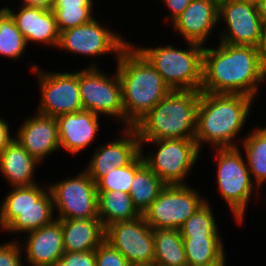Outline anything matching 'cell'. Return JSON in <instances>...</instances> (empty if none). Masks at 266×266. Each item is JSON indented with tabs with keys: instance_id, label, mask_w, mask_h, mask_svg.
I'll use <instances>...</instances> for the list:
<instances>
[{
	"instance_id": "cell-3",
	"label": "cell",
	"mask_w": 266,
	"mask_h": 266,
	"mask_svg": "<svg viewBox=\"0 0 266 266\" xmlns=\"http://www.w3.org/2000/svg\"><path fill=\"white\" fill-rule=\"evenodd\" d=\"M129 43L115 66L122 87L124 127H134L171 91L148 59Z\"/></svg>"
},
{
	"instance_id": "cell-18",
	"label": "cell",
	"mask_w": 266,
	"mask_h": 266,
	"mask_svg": "<svg viewBox=\"0 0 266 266\" xmlns=\"http://www.w3.org/2000/svg\"><path fill=\"white\" fill-rule=\"evenodd\" d=\"M219 0H192L172 27L185 42L205 46L207 39L218 27Z\"/></svg>"
},
{
	"instance_id": "cell-42",
	"label": "cell",
	"mask_w": 266,
	"mask_h": 266,
	"mask_svg": "<svg viewBox=\"0 0 266 266\" xmlns=\"http://www.w3.org/2000/svg\"><path fill=\"white\" fill-rule=\"evenodd\" d=\"M262 11L264 12V14L266 15V0H259L258 1Z\"/></svg>"
},
{
	"instance_id": "cell-35",
	"label": "cell",
	"mask_w": 266,
	"mask_h": 266,
	"mask_svg": "<svg viewBox=\"0 0 266 266\" xmlns=\"http://www.w3.org/2000/svg\"><path fill=\"white\" fill-rule=\"evenodd\" d=\"M69 266H96L95 250L65 252L61 257Z\"/></svg>"
},
{
	"instance_id": "cell-32",
	"label": "cell",
	"mask_w": 266,
	"mask_h": 266,
	"mask_svg": "<svg viewBox=\"0 0 266 266\" xmlns=\"http://www.w3.org/2000/svg\"><path fill=\"white\" fill-rule=\"evenodd\" d=\"M59 33L94 19V7H51Z\"/></svg>"
},
{
	"instance_id": "cell-31",
	"label": "cell",
	"mask_w": 266,
	"mask_h": 266,
	"mask_svg": "<svg viewBox=\"0 0 266 266\" xmlns=\"http://www.w3.org/2000/svg\"><path fill=\"white\" fill-rule=\"evenodd\" d=\"M207 202L191 215L179 229L181 236H220L215 213Z\"/></svg>"
},
{
	"instance_id": "cell-39",
	"label": "cell",
	"mask_w": 266,
	"mask_h": 266,
	"mask_svg": "<svg viewBox=\"0 0 266 266\" xmlns=\"http://www.w3.org/2000/svg\"><path fill=\"white\" fill-rule=\"evenodd\" d=\"M260 59L263 67L266 69V15L264 18L262 39L259 46Z\"/></svg>"
},
{
	"instance_id": "cell-37",
	"label": "cell",
	"mask_w": 266,
	"mask_h": 266,
	"mask_svg": "<svg viewBox=\"0 0 266 266\" xmlns=\"http://www.w3.org/2000/svg\"><path fill=\"white\" fill-rule=\"evenodd\" d=\"M9 123L0 116V154L7 148L9 143L15 138L11 135Z\"/></svg>"
},
{
	"instance_id": "cell-23",
	"label": "cell",
	"mask_w": 266,
	"mask_h": 266,
	"mask_svg": "<svg viewBox=\"0 0 266 266\" xmlns=\"http://www.w3.org/2000/svg\"><path fill=\"white\" fill-rule=\"evenodd\" d=\"M65 252L95 250L105 240L100 218L60 219Z\"/></svg>"
},
{
	"instance_id": "cell-22",
	"label": "cell",
	"mask_w": 266,
	"mask_h": 266,
	"mask_svg": "<svg viewBox=\"0 0 266 266\" xmlns=\"http://www.w3.org/2000/svg\"><path fill=\"white\" fill-rule=\"evenodd\" d=\"M39 164L41 163L30 155L15 138L0 154V173L10 187L37 184L34 174Z\"/></svg>"
},
{
	"instance_id": "cell-36",
	"label": "cell",
	"mask_w": 266,
	"mask_h": 266,
	"mask_svg": "<svg viewBox=\"0 0 266 266\" xmlns=\"http://www.w3.org/2000/svg\"><path fill=\"white\" fill-rule=\"evenodd\" d=\"M191 1L192 0H161V3L163 2L165 7L167 6V12H170L168 17L167 15L165 16V20L169 21V25L181 15Z\"/></svg>"
},
{
	"instance_id": "cell-19",
	"label": "cell",
	"mask_w": 266,
	"mask_h": 266,
	"mask_svg": "<svg viewBox=\"0 0 266 266\" xmlns=\"http://www.w3.org/2000/svg\"><path fill=\"white\" fill-rule=\"evenodd\" d=\"M4 8L13 17L18 30L26 39L27 45H29L28 43H37L57 48L60 33L51 8L23 5L17 8L19 11H14L10 6H4Z\"/></svg>"
},
{
	"instance_id": "cell-33",
	"label": "cell",
	"mask_w": 266,
	"mask_h": 266,
	"mask_svg": "<svg viewBox=\"0 0 266 266\" xmlns=\"http://www.w3.org/2000/svg\"><path fill=\"white\" fill-rule=\"evenodd\" d=\"M96 266H129L126 258L108 241L104 240L95 249Z\"/></svg>"
},
{
	"instance_id": "cell-20",
	"label": "cell",
	"mask_w": 266,
	"mask_h": 266,
	"mask_svg": "<svg viewBox=\"0 0 266 266\" xmlns=\"http://www.w3.org/2000/svg\"><path fill=\"white\" fill-rule=\"evenodd\" d=\"M26 234L25 240L20 243L25 256L24 264L50 266L65 253L60 219H54L51 223Z\"/></svg>"
},
{
	"instance_id": "cell-15",
	"label": "cell",
	"mask_w": 266,
	"mask_h": 266,
	"mask_svg": "<svg viewBox=\"0 0 266 266\" xmlns=\"http://www.w3.org/2000/svg\"><path fill=\"white\" fill-rule=\"evenodd\" d=\"M105 240L115 247L130 264H153L155 257L152 228L143 215L110 224Z\"/></svg>"
},
{
	"instance_id": "cell-17",
	"label": "cell",
	"mask_w": 266,
	"mask_h": 266,
	"mask_svg": "<svg viewBox=\"0 0 266 266\" xmlns=\"http://www.w3.org/2000/svg\"><path fill=\"white\" fill-rule=\"evenodd\" d=\"M15 133V139L40 163L50 154L61 150L56 117L36 112L25 118Z\"/></svg>"
},
{
	"instance_id": "cell-11",
	"label": "cell",
	"mask_w": 266,
	"mask_h": 266,
	"mask_svg": "<svg viewBox=\"0 0 266 266\" xmlns=\"http://www.w3.org/2000/svg\"><path fill=\"white\" fill-rule=\"evenodd\" d=\"M203 194L187 185H165L144 212L151 228L180 229L184 222L206 202Z\"/></svg>"
},
{
	"instance_id": "cell-29",
	"label": "cell",
	"mask_w": 266,
	"mask_h": 266,
	"mask_svg": "<svg viewBox=\"0 0 266 266\" xmlns=\"http://www.w3.org/2000/svg\"><path fill=\"white\" fill-rule=\"evenodd\" d=\"M27 46L26 39L18 30L11 14L4 7L0 8V56L18 61L23 57Z\"/></svg>"
},
{
	"instance_id": "cell-13",
	"label": "cell",
	"mask_w": 266,
	"mask_h": 266,
	"mask_svg": "<svg viewBox=\"0 0 266 266\" xmlns=\"http://www.w3.org/2000/svg\"><path fill=\"white\" fill-rule=\"evenodd\" d=\"M75 177L48 184L56 219H90L98 217L96 183L83 169Z\"/></svg>"
},
{
	"instance_id": "cell-16",
	"label": "cell",
	"mask_w": 266,
	"mask_h": 266,
	"mask_svg": "<svg viewBox=\"0 0 266 266\" xmlns=\"http://www.w3.org/2000/svg\"><path fill=\"white\" fill-rule=\"evenodd\" d=\"M123 128L121 137L95 148L84 168L95 183L113 168L129 165L141 153V143L135 127Z\"/></svg>"
},
{
	"instance_id": "cell-8",
	"label": "cell",
	"mask_w": 266,
	"mask_h": 266,
	"mask_svg": "<svg viewBox=\"0 0 266 266\" xmlns=\"http://www.w3.org/2000/svg\"><path fill=\"white\" fill-rule=\"evenodd\" d=\"M140 143L145 164L165 185H187L185 181L201 155L194 139L140 140ZM144 143L155 145V153L152 150L145 153Z\"/></svg>"
},
{
	"instance_id": "cell-40",
	"label": "cell",
	"mask_w": 266,
	"mask_h": 266,
	"mask_svg": "<svg viewBox=\"0 0 266 266\" xmlns=\"http://www.w3.org/2000/svg\"><path fill=\"white\" fill-rule=\"evenodd\" d=\"M21 4L23 6H30V7L51 8L52 1L51 0H22Z\"/></svg>"
},
{
	"instance_id": "cell-34",
	"label": "cell",
	"mask_w": 266,
	"mask_h": 266,
	"mask_svg": "<svg viewBox=\"0 0 266 266\" xmlns=\"http://www.w3.org/2000/svg\"><path fill=\"white\" fill-rule=\"evenodd\" d=\"M19 239V240H18ZM22 238L17 237V241L4 242L0 244V266H23L25 263L22 259V248L20 240Z\"/></svg>"
},
{
	"instance_id": "cell-9",
	"label": "cell",
	"mask_w": 266,
	"mask_h": 266,
	"mask_svg": "<svg viewBox=\"0 0 266 266\" xmlns=\"http://www.w3.org/2000/svg\"><path fill=\"white\" fill-rule=\"evenodd\" d=\"M115 72L108 76L94 61L87 68L80 69V96L83 110L98 116L115 118L124 124L122 87L117 71Z\"/></svg>"
},
{
	"instance_id": "cell-4",
	"label": "cell",
	"mask_w": 266,
	"mask_h": 266,
	"mask_svg": "<svg viewBox=\"0 0 266 266\" xmlns=\"http://www.w3.org/2000/svg\"><path fill=\"white\" fill-rule=\"evenodd\" d=\"M200 91L173 90L134 127L140 140L194 139Z\"/></svg>"
},
{
	"instance_id": "cell-6",
	"label": "cell",
	"mask_w": 266,
	"mask_h": 266,
	"mask_svg": "<svg viewBox=\"0 0 266 266\" xmlns=\"http://www.w3.org/2000/svg\"><path fill=\"white\" fill-rule=\"evenodd\" d=\"M186 49L173 45H157L136 48L148 59L161 75L165 84L173 90H196L202 86V66L204 46L185 42Z\"/></svg>"
},
{
	"instance_id": "cell-24",
	"label": "cell",
	"mask_w": 266,
	"mask_h": 266,
	"mask_svg": "<svg viewBox=\"0 0 266 266\" xmlns=\"http://www.w3.org/2000/svg\"><path fill=\"white\" fill-rule=\"evenodd\" d=\"M181 237L188 266L226 265V249L220 236Z\"/></svg>"
},
{
	"instance_id": "cell-25",
	"label": "cell",
	"mask_w": 266,
	"mask_h": 266,
	"mask_svg": "<svg viewBox=\"0 0 266 266\" xmlns=\"http://www.w3.org/2000/svg\"><path fill=\"white\" fill-rule=\"evenodd\" d=\"M260 126L256 125L242 141L239 140L244 148L251 179L259 190L266 183V126Z\"/></svg>"
},
{
	"instance_id": "cell-10",
	"label": "cell",
	"mask_w": 266,
	"mask_h": 266,
	"mask_svg": "<svg viewBox=\"0 0 266 266\" xmlns=\"http://www.w3.org/2000/svg\"><path fill=\"white\" fill-rule=\"evenodd\" d=\"M265 14L254 0H219L218 21L224 22L219 42L259 47Z\"/></svg>"
},
{
	"instance_id": "cell-30",
	"label": "cell",
	"mask_w": 266,
	"mask_h": 266,
	"mask_svg": "<svg viewBox=\"0 0 266 266\" xmlns=\"http://www.w3.org/2000/svg\"><path fill=\"white\" fill-rule=\"evenodd\" d=\"M145 163L140 153L129 165L113 168L96 182L97 191H123L130 193L135 172Z\"/></svg>"
},
{
	"instance_id": "cell-7",
	"label": "cell",
	"mask_w": 266,
	"mask_h": 266,
	"mask_svg": "<svg viewBox=\"0 0 266 266\" xmlns=\"http://www.w3.org/2000/svg\"><path fill=\"white\" fill-rule=\"evenodd\" d=\"M213 155L217 163L216 182L218 193L231 210L234 220L240 226L243 224L246 209L253 193L259 194V189L253 183L246 159L239 147L214 148ZM215 153V154H214ZM256 192H254V191Z\"/></svg>"
},
{
	"instance_id": "cell-38",
	"label": "cell",
	"mask_w": 266,
	"mask_h": 266,
	"mask_svg": "<svg viewBox=\"0 0 266 266\" xmlns=\"http://www.w3.org/2000/svg\"><path fill=\"white\" fill-rule=\"evenodd\" d=\"M94 0H53L51 7H94Z\"/></svg>"
},
{
	"instance_id": "cell-5",
	"label": "cell",
	"mask_w": 266,
	"mask_h": 266,
	"mask_svg": "<svg viewBox=\"0 0 266 266\" xmlns=\"http://www.w3.org/2000/svg\"><path fill=\"white\" fill-rule=\"evenodd\" d=\"M45 186L11 187L0 205V229L26 234L56 219L52 195Z\"/></svg>"
},
{
	"instance_id": "cell-12",
	"label": "cell",
	"mask_w": 266,
	"mask_h": 266,
	"mask_svg": "<svg viewBox=\"0 0 266 266\" xmlns=\"http://www.w3.org/2000/svg\"><path fill=\"white\" fill-rule=\"evenodd\" d=\"M29 69L37 77L41 100L37 113L57 117L83 110L79 89V70L74 72L44 71L36 64Z\"/></svg>"
},
{
	"instance_id": "cell-21",
	"label": "cell",
	"mask_w": 266,
	"mask_h": 266,
	"mask_svg": "<svg viewBox=\"0 0 266 266\" xmlns=\"http://www.w3.org/2000/svg\"><path fill=\"white\" fill-rule=\"evenodd\" d=\"M99 118L101 116L88 110L57 116L60 148L73 155L86 150L101 128Z\"/></svg>"
},
{
	"instance_id": "cell-43",
	"label": "cell",
	"mask_w": 266,
	"mask_h": 266,
	"mask_svg": "<svg viewBox=\"0 0 266 266\" xmlns=\"http://www.w3.org/2000/svg\"><path fill=\"white\" fill-rule=\"evenodd\" d=\"M129 266H156V264H129Z\"/></svg>"
},
{
	"instance_id": "cell-1",
	"label": "cell",
	"mask_w": 266,
	"mask_h": 266,
	"mask_svg": "<svg viewBox=\"0 0 266 266\" xmlns=\"http://www.w3.org/2000/svg\"><path fill=\"white\" fill-rule=\"evenodd\" d=\"M265 80L259 47L223 42L217 48L204 47L200 92L243 94L255 99Z\"/></svg>"
},
{
	"instance_id": "cell-41",
	"label": "cell",
	"mask_w": 266,
	"mask_h": 266,
	"mask_svg": "<svg viewBox=\"0 0 266 266\" xmlns=\"http://www.w3.org/2000/svg\"><path fill=\"white\" fill-rule=\"evenodd\" d=\"M50 266H69V264H66V262L62 258H60V259L56 260Z\"/></svg>"
},
{
	"instance_id": "cell-26",
	"label": "cell",
	"mask_w": 266,
	"mask_h": 266,
	"mask_svg": "<svg viewBox=\"0 0 266 266\" xmlns=\"http://www.w3.org/2000/svg\"><path fill=\"white\" fill-rule=\"evenodd\" d=\"M97 203L98 217L104 228L115 222L130 221L141 216L130 194L123 191H98Z\"/></svg>"
},
{
	"instance_id": "cell-28",
	"label": "cell",
	"mask_w": 266,
	"mask_h": 266,
	"mask_svg": "<svg viewBox=\"0 0 266 266\" xmlns=\"http://www.w3.org/2000/svg\"><path fill=\"white\" fill-rule=\"evenodd\" d=\"M164 186L163 181L145 163L135 172L129 194L141 215L158 197Z\"/></svg>"
},
{
	"instance_id": "cell-27",
	"label": "cell",
	"mask_w": 266,
	"mask_h": 266,
	"mask_svg": "<svg viewBox=\"0 0 266 266\" xmlns=\"http://www.w3.org/2000/svg\"><path fill=\"white\" fill-rule=\"evenodd\" d=\"M154 237V264L161 266H188L183 238L178 229L152 228Z\"/></svg>"
},
{
	"instance_id": "cell-14",
	"label": "cell",
	"mask_w": 266,
	"mask_h": 266,
	"mask_svg": "<svg viewBox=\"0 0 266 266\" xmlns=\"http://www.w3.org/2000/svg\"><path fill=\"white\" fill-rule=\"evenodd\" d=\"M123 37L94 18L88 23L60 32L57 48L76 56H88L89 59L113 53L117 60L130 43Z\"/></svg>"
},
{
	"instance_id": "cell-44",
	"label": "cell",
	"mask_w": 266,
	"mask_h": 266,
	"mask_svg": "<svg viewBox=\"0 0 266 266\" xmlns=\"http://www.w3.org/2000/svg\"><path fill=\"white\" fill-rule=\"evenodd\" d=\"M210 266H226V265H210Z\"/></svg>"
},
{
	"instance_id": "cell-2",
	"label": "cell",
	"mask_w": 266,
	"mask_h": 266,
	"mask_svg": "<svg viewBox=\"0 0 266 266\" xmlns=\"http://www.w3.org/2000/svg\"><path fill=\"white\" fill-rule=\"evenodd\" d=\"M254 102L243 94L200 92L194 138L199 150L205 143L212 149L239 147L235 139L246 125Z\"/></svg>"
}]
</instances>
